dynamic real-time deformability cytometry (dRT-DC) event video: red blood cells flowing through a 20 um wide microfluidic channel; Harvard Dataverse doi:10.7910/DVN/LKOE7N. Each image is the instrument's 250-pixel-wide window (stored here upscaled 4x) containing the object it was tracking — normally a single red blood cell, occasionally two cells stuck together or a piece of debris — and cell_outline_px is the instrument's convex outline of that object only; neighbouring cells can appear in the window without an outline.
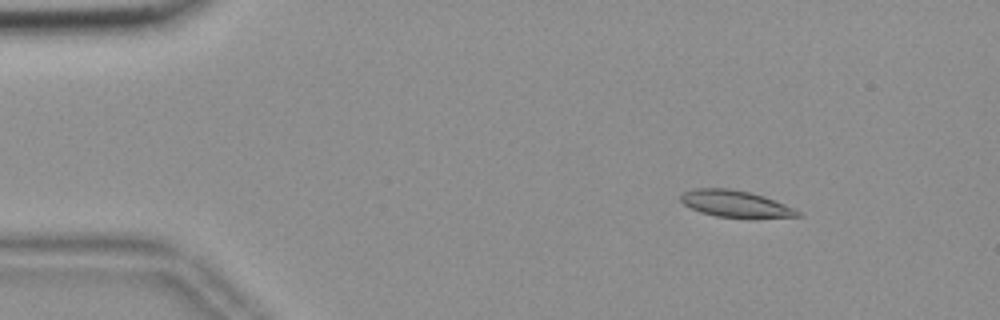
{"species": "common noctule bat (a hibernating species)", "species_latin": "Nyctalus noctula", "temperature_condition": "room temperature", "stored_images_in_passage": 56, "camera_frame_rate_fps": 3000, "um_per_image_px": 0.085, "animal": {"sex": "female", "body_mass_g": 18.4}, "frame": {"image": 1, "passage_image": 8, "time_ms": 2.333, "image_size_px": [1000, 320], "cell_outline_px": [[804, 216], [716, 216], [700, 212], [684, 204], [680, 200], [680, 196], [684, 192], [696, 188], [728, 188], [748, 192], [764, 196], [784, 204], [800, 212]], "centroid_in_image_um": [62.44, 17.29], "position_along_channel_um": 22.6, "area_um2": 17.4}}
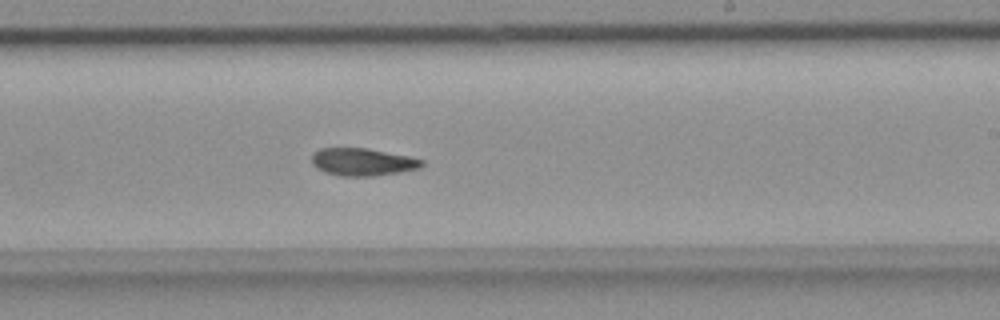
{"frame": {"image": 2, "passage_image": 34, "time_ms": 11.0, "image_size_px": [1000, 320], "cell_outline_px": [[424, 164], [420, 168], [400, 172], [372, 176], [340, 176], [324, 172], [316, 168], [312, 164], [312, 152], [320, 148], [368, 148], [408, 156], [424, 160]], "centroid_in_image_um": [30.8, 13.76], "position_along_channel_um": 258.2, "area_um2": 17.8}}
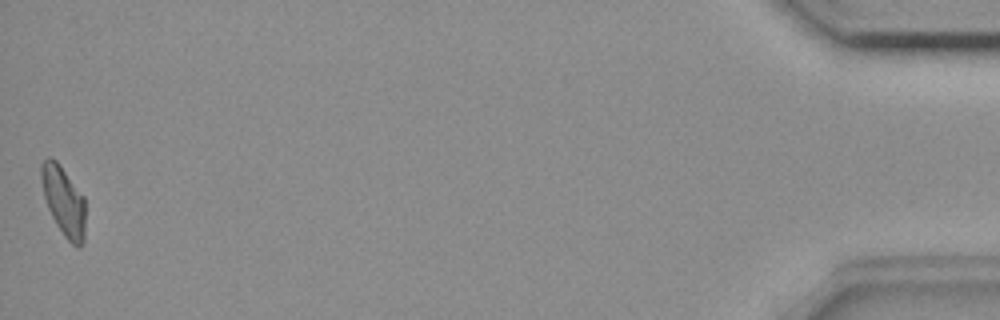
{"frame": {"image": 3, "passage_image": 56, "time_ms": 18.333, "image_size_px": [1000, 320], "cell_outline_px": [[84, 240], [80, 248], [76, 248], [64, 236], [56, 224], [48, 208], [44, 196], [40, 176], [40, 164], [48, 156], [52, 156], [60, 164], [84, 196]], "centroid_in_image_um": [5.39, 17.06], "position_along_channel_um": 429.8, "area_um2": 17.98}, "authors_computed_cell_mechanics": {"area_um2": 17.918, "velocity_mm_per_s": 3.6479, "shape_relaxation_time_tau1_ms": null, "shape_relaxation_time_tau2_ms": 10.4134, "deformation_change_tau1": null, "deformation_change_tau2": 0.1455}}